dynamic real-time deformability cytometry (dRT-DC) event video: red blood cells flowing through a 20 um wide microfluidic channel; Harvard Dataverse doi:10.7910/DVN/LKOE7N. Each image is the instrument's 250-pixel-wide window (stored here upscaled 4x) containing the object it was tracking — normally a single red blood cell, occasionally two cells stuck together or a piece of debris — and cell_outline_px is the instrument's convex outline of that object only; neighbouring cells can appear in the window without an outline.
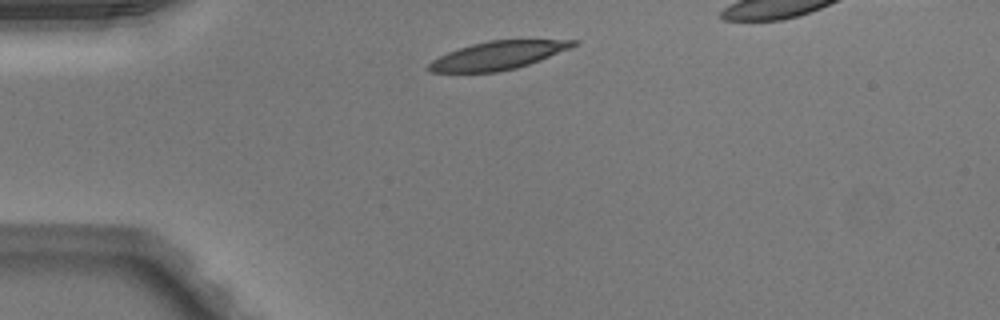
{"species": "Egyptian fruit bat (a non-hibernating species)", "species_latin": "Rousettus aegyptiacus", "temperature_condition": "warm", "stored_images_in_passage": 35, "camera_frame_rate_fps": 3000, "um_per_image_px": 0.085, "animal": {"sex": "male"}, "frame": {"image": 1, "passage_image": 1, "time_ms": 0.0, "image_size_px": [1000, 320], "cell_outline_px": [[580, 44], [540, 60], [516, 68], [496, 72], [428, 72], [428, 64], [432, 60], [448, 52], [472, 44], [488, 40], [580, 40]], "centroid_in_image_um": [42.34, 4.71], "position_along_channel_um": 42.7, "area_um2": 23.58}}
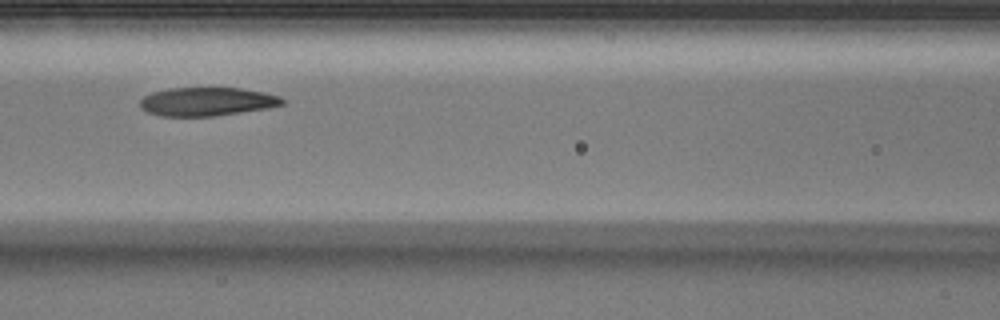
{"frame": {"image": 2, "passage_image": 11, "time_ms": 3.333, "image_size_px": [1000, 320], "cell_outline_px": [[284, 104], [268, 108], [212, 116], [160, 116], [148, 112], [140, 104], [140, 100], [144, 96], [152, 92], [168, 88], [240, 88], [264, 92], [280, 96], [284, 100]], "centroid_in_image_um": [17.6, 8.63], "position_along_channel_um": 149.0, "area_um2": 23.52}}
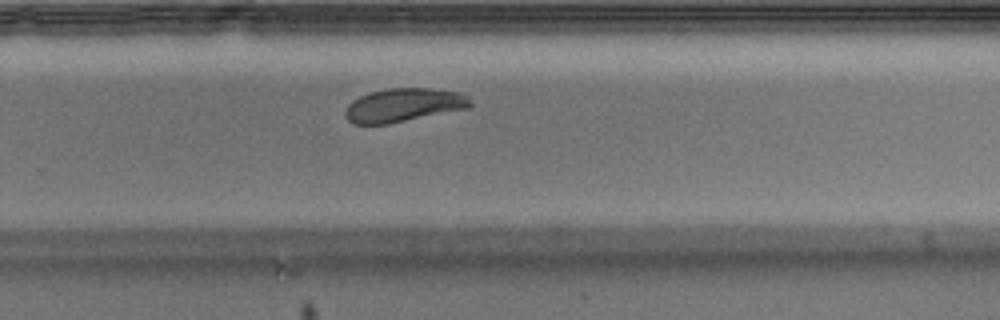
{"frame": {"image": 3, "passage_image": 22, "time_ms": 7.0, "image_size_px": [1000, 320], "cell_outline_px": [[472, 104], [468, 108], [388, 124], [352, 124], [344, 116], [344, 112], [348, 104], [352, 100], [368, 92], [388, 88], [432, 88], [460, 92], [468, 96]], "centroid_in_image_um": [34.28, 8.93], "position_along_channel_um": 295.5, "area_um2": 24.62}}